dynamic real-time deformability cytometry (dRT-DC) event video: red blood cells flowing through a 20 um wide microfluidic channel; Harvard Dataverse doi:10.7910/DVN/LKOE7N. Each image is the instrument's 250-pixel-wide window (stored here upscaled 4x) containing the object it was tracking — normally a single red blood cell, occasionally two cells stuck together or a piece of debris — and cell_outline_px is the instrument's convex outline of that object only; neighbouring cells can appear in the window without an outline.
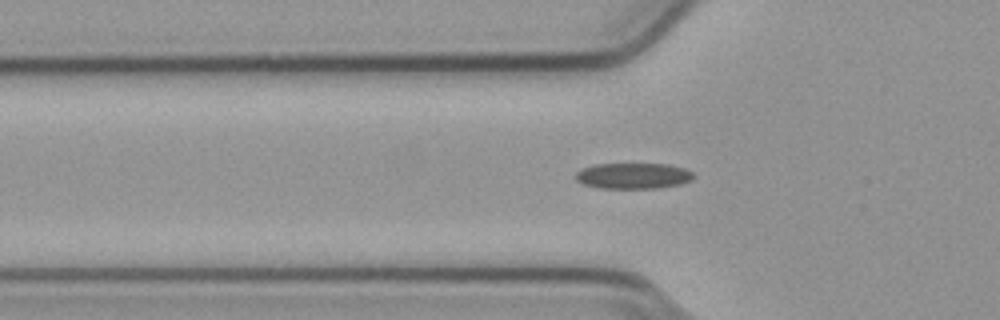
{"species": "common noctule bat (a hibernating species)", "species_latin": "Nyctalus noctula", "temperature_condition": "cold", "stored_images_in_passage": 45, "segment_of_instrument_passage": [1, 2], "camera_frame_rate_fps": 3000, "um_per_image_px": 0.085, "animal": {"sex": "male", "body_mass_g": 23.1, "forearm_length_mm": 52.7}, "frame": {"image": 1, "passage_image": 8, "time_ms": 2.333, "image_size_px": [1000, 320], "cell_outline_px": [[696, 176], [692, 180], [680, 184], [660, 188], [600, 188], [584, 184], [576, 180], [576, 172], [580, 168], [592, 164], [668, 164], [684, 168], [692, 172]], "centroid_in_image_um": [53.83, 14.94], "position_along_channel_um": 72.0, "area_um2": 17.92}}
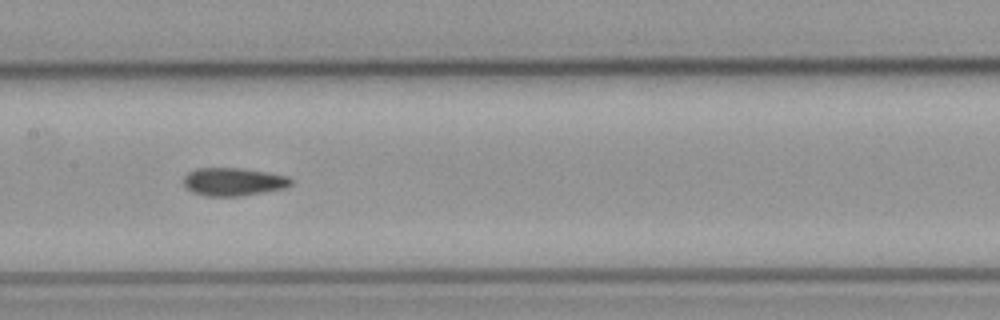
{"frame": {"image": 2, "passage_image": 17, "time_ms": 5.333, "image_size_px": [1000, 320], "cell_outline_px": [[292, 184], [284, 188], [264, 192], [236, 196], [208, 196], [192, 192], [184, 188], [184, 176], [188, 172], [196, 168], [240, 168], [268, 172], [288, 176], [292, 180]], "centroid_in_image_um": [19.82, 15.44], "position_along_channel_um": 187.6, "area_um2": 17.57}}
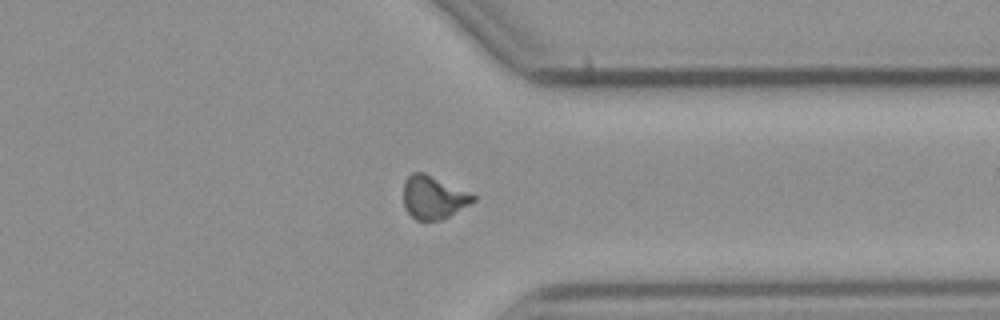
{"frame": {"image": 3, "passage_image": 32, "time_ms": 10.333, "image_size_px": [1000, 320], "cell_outline_px": [[476, 200], [448, 216], [440, 220], [416, 220], [404, 208], [404, 180], [412, 172], [424, 172], [476, 196]], "centroid_in_image_um": [36.8, 16.77], "position_along_channel_um": 374.6, "area_um2": 17.17}}